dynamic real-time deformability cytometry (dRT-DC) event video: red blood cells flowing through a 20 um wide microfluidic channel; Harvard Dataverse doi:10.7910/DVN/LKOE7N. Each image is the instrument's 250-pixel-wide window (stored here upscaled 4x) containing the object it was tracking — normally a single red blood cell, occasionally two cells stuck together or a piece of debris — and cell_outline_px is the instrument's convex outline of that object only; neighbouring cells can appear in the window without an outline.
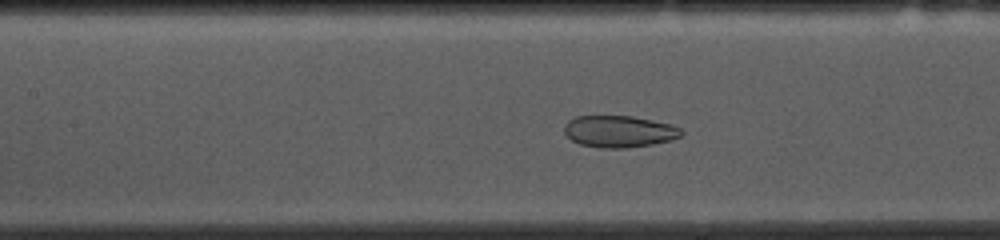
{"species": "common noctule bat (a hibernating species)", "species_latin": "Nyctalus noctula", "temperature_condition": "cold", "stored_images_in_passage": 52, "camera_frame_rate_fps": 3000, "um_per_image_px": 0.085, "animal": {"sex": "female", "body_mass_g": 10.0, "forearm_length_mm": 53.1}, "frame": {"image": 1, "passage_image": 21, "time_ms": 6.667, "image_size_px": [1000, 240], "cell_outline_px": [[684, 132], [680, 136], [672, 140], [652, 144], [624, 148], [600, 148], [580, 144], [572, 140], [564, 132], [564, 124], [568, 120], [576, 116], [632, 116], [672, 124], [680, 128]], "centroid_in_image_um": [52.63, 11.17], "position_along_channel_um": 154.8, "area_um2": 21.73}}
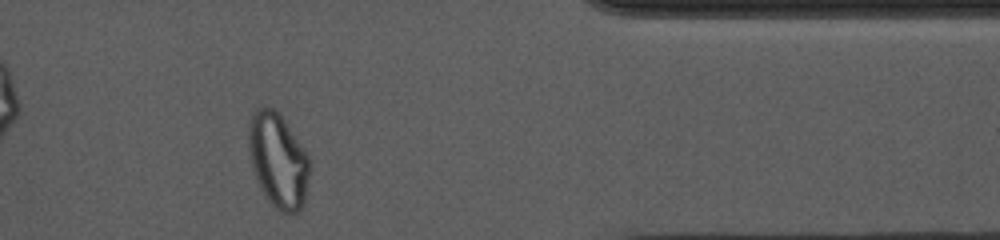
{"frame": {"image": 2, "passage_image": 42, "time_ms": 13.667, "image_size_px": [1000, 240], "cell_outline_px": [[312, 164], [304, 204], [296, 212], [288, 216], [280, 212], [264, 196], [256, 180], [248, 148], [248, 124], [252, 112], [256, 108], [264, 104], [272, 108], [284, 120], [308, 156]], "centroid_in_image_um": [23.63, 13.65], "position_along_channel_um": 387.8, "area_um2": 34.04}}
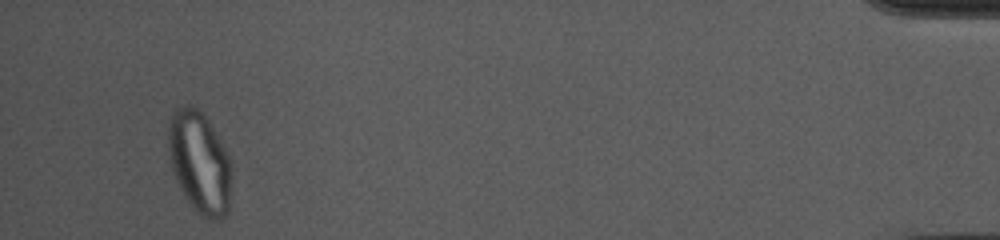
{"frame": {"image": 3, "passage_image": 49, "time_ms": 16.0, "image_size_px": [1000, 240], "cell_outline_px": [[228, 216], [220, 220], [212, 220], [200, 216], [184, 196], [172, 168], [168, 144], [168, 128], [172, 116], [176, 108], [184, 104], [188, 104], [196, 108], [208, 120], [224, 148], [228, 156]], "centroid_in_image_um": [16.93, 13.81], "position_along_channel_um": 418.3, "area_um2": 36.53}, "authors_computed_cell_mechanics": {"area_um2": 28.7555, "velocity_mm_per_s": 3.6802, "shape_relaxation_time_tau1_ms": null, "shape_relaxation_time_tau2_ms": 1.3368, "deformation_change_tau1": null, "deformation_change_tau2": 0.0691}}